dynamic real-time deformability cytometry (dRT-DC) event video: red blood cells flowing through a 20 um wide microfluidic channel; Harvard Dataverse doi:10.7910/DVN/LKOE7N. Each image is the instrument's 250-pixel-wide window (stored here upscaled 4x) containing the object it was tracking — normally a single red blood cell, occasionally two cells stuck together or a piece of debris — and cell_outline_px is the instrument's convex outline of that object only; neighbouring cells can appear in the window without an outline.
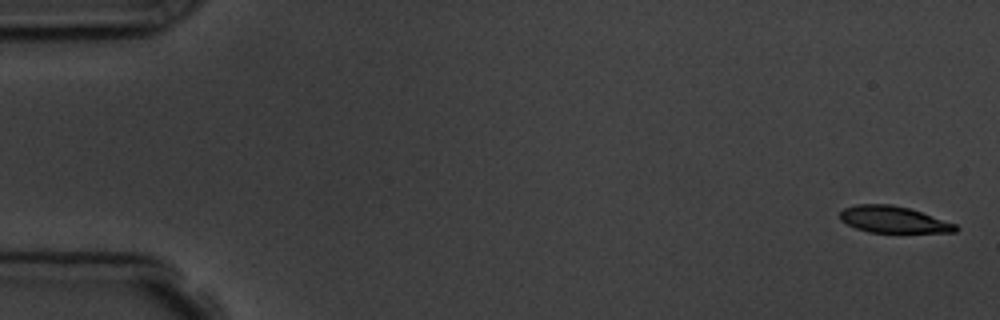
{"species": "common noctule bat (a hibernating species)", "species_latin": "Nyctalus noctula", "temperature_condition": "room temperature", "stored_images_in_passage": 8, "camera_frame_rate_fps": 3000, "um_per_image_px": 0.085, "animal": {"sex": "male", "body_mass_g": 19.5, "forearm_length_mm": 54.6}, "frame": {"image": 1, "passage_image": 1, "time_ms": 0.0, "image_size_px": [1000, 320], "cell_outline_px": [[960, 228], [956, 232], [868, 232], [856, 228], [840, 220], [840, 212], [844, 208], [856, 204], [892, 204], [908, 208], [956, 224]], "centroid_in_image_um": [75.92, 18.66], "position_along_channel_um": 9.1, "area_um2": 17.74}}
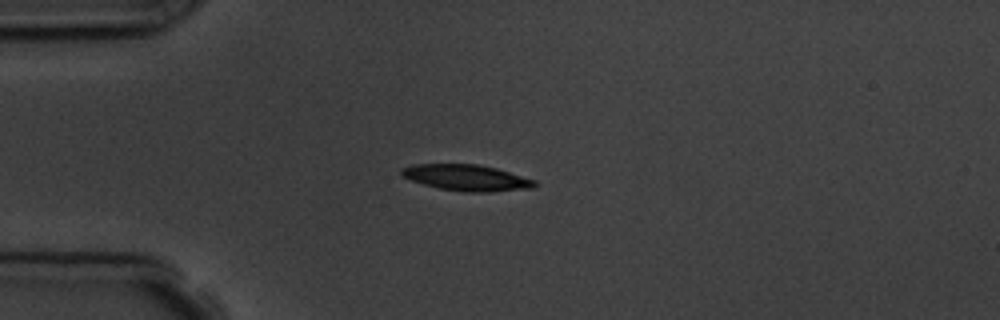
{"frame": {"image": 2, "passage_image": 5, "time_ms": 4.333, "image_size_px": [1000, 320], "cell_outline_px": [[536, 184], [532, 188], [492, 192], [464, 192], [440, 188], [424, 184], [412, 180], [404, 176], [400, 172], [400, 168], [416, 164], [476, 164], [496, 168], [536, 180]], "centroid_in_image_um": [39.68, 15.1], "position_along_channel_um": 45.3, "area_um2": 20.11}}